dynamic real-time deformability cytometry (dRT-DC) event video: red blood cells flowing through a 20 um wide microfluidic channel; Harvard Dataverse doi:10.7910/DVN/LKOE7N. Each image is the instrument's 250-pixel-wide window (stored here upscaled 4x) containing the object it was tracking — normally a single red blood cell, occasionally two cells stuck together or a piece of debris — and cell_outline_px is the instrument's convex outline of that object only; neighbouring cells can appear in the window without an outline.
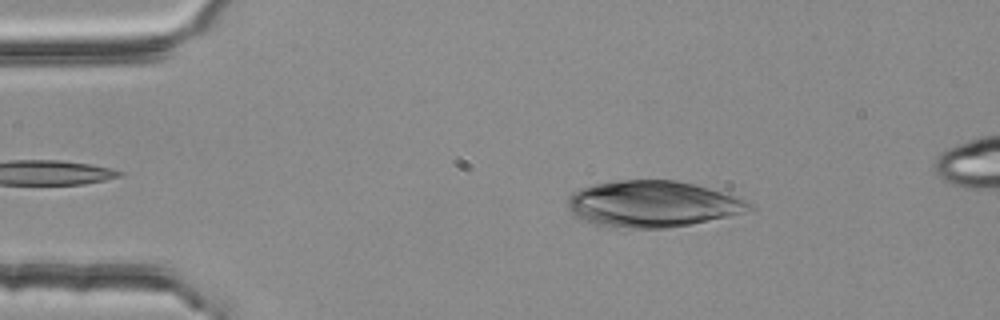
{"species": "common noctule bat (a hibernating species)", "species_latin": "Nyctalus noctula", "temperature_condition": "room temperature", "stored_images_in_passage": 45, "camera_frame_rate_fps": 3000, "um_per_image_px": 0.085, "animal": {"sex": "female", "body_mass_g": 25.1}, "frame": {"image": 1, "passage_image": 8, "time_ms": 2.333, "image_size_px": [1000, 320], "cell_outline_px": [[756, 208], [728, 216], [668, 228], [608, 228], [592, 224], [576, 216], [572, 212], [568, 204], [568, 196], [572, 192], [596, 184], [616, 180], [676, 180], [708, 188], [744, 200]], "centroid_in_image_um": [55.4, 17.35], "position_along_channel_um": 29.6, "area_um2": 48.49}}